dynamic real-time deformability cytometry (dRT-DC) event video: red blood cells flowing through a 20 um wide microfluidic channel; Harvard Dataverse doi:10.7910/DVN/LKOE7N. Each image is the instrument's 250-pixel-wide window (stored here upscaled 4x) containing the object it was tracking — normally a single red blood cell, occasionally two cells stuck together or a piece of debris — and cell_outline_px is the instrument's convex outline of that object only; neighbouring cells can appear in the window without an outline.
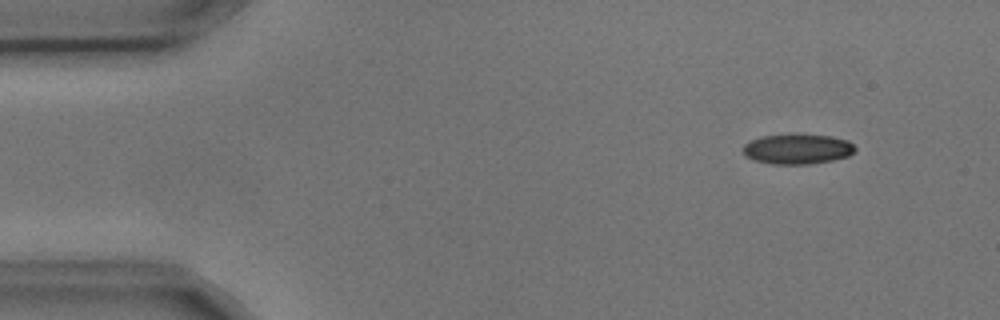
{"species": "common noctule bat (a hibernating species)", "species_latin": "Nyctalus noctula", "temperature_condition": "cold", "stored_images_in_passage": 8, "camera_frame_rate_fps": 3000, "um_per_image_px": 0.085, "animal": {"sex": "male", "body_mass_g": 17.9, "forearm_length_mm": 54.2}, "frame": {"image": 1, "passage_image": 1, "time_ms": 0.0, "image_size_px": [1000, 320], "cell_outline_px": [[856, 148], [848, 156], [832, 160], [808, 164], [772, 164], [752, 160], [744, 156], [744, 144], [760, 136], [792, 132], [828, 136], [848, 140]], "centroid_in_image_um": [67.74, 12.64], "position_along_channel_um": 17.3, "area_um2": 20.06}}
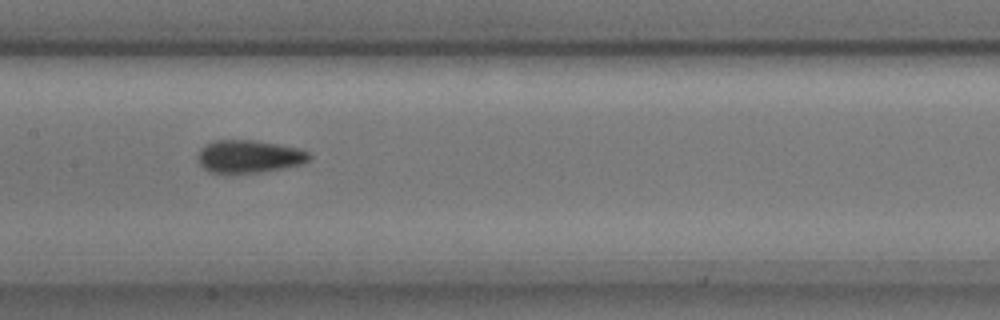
{"frame": {"image": 2, "passage_image": 7, "time_ms": 2.0, "image_size_px": [1000, 320], "cell_outline_px": [[312, 156], [304, 164], [284, 168], [260, 172], [208, 172], [196, 160], [196, 156], [200, 148], [212, 140], [252, 140], [300, 148], [308, 152]], "centroid_in_image_um": [21.15, 13.29], "position_along_channel_um": 186.2, "area_um2": 21.33}}
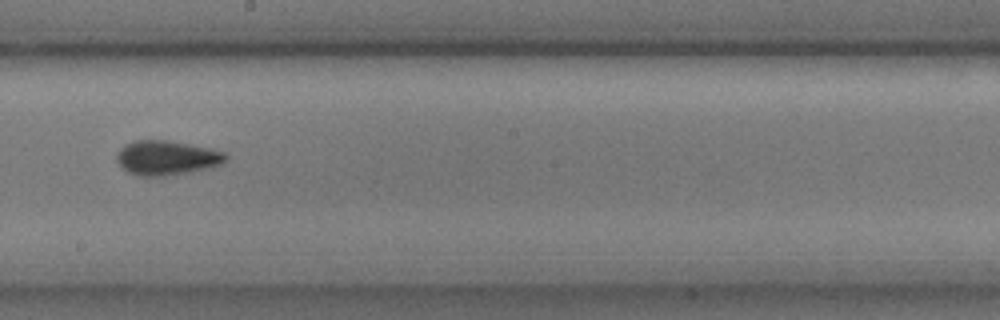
{"frame": {"image": 3, "passage_image": 8, "time_ms": 2.333, "image_size_px": [1000, 320], "cell_outline_px": [[228, 160], [212, 168], [192, 172], [164, 176], [140, 176], [128, 172], [116, 160], [116, 152], [124, 144], [136, 140], [164, 140], [188, 144], [208, 148], [224, 152], [228, 156]], "centroid_in_image_um": [14.17, 13.42], "position_along_channel_um": 234.0, "area_um2": 22.02}}